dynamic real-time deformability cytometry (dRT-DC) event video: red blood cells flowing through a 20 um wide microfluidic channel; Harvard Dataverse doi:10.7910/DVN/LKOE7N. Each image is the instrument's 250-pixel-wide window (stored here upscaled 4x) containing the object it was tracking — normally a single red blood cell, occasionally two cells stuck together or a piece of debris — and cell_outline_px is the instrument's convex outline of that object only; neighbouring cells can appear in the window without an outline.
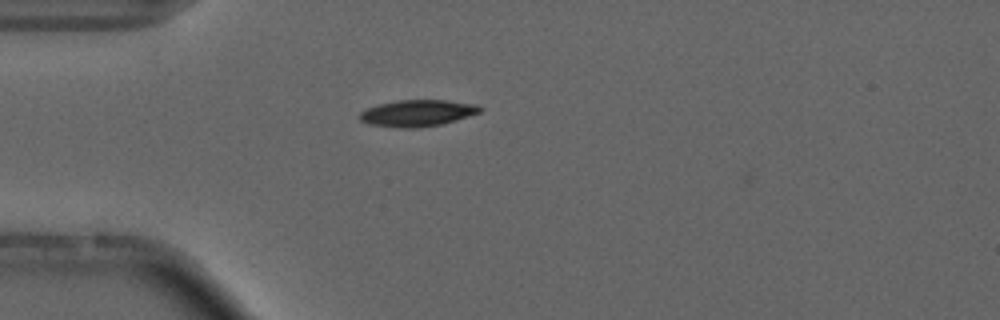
{"species": "common noctule bat (a hibernating species)", "species_latin": "Nyctalus noctula", "temperature_condition": "cold", "stored_images_in_passage": 2, "camera_frame_rate_fps": 3000, "um_per_image_px": 0.085, "animal": {"sex": "male", "forearm_length_mm": 52.5}, "frame": {"image": 1, "passage_image": 1, "time_ms": 0.0, "image_size_px": [1000, 320], "cell_outline_px": [[484, 108], [480, 112], [456, 120], [440, 124], [416, 128], [396, 128], [368, 124], [360, 120], [360, 112], [368, 108], [380, 104], [396, 100], [444, 100], [476, 104]], "centroid_in_image_um": [35.47, 9.62], "position_along_channel_um": 49.5, "area_um2": 18.55}}